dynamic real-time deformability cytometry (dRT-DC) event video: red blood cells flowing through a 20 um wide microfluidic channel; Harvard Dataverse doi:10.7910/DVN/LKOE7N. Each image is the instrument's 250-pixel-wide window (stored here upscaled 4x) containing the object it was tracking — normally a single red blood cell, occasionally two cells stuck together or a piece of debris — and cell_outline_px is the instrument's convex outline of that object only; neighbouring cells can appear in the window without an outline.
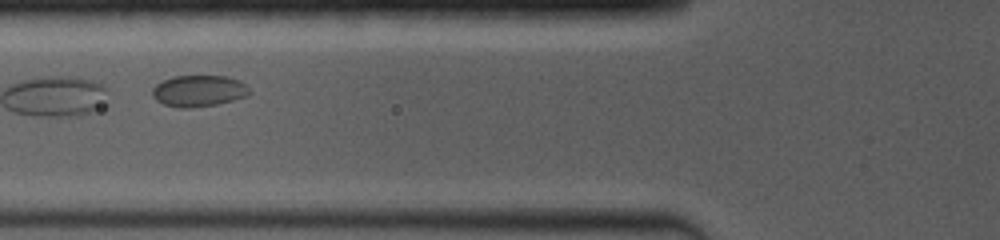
{"species": "common noctule bat (a hibernating species)", "species_latin": "Nyctalus noctula", "temperature_condition": "room temperature", "stored_images_in_passage": 6, "camera_frame_rate_fps": 4000, "um_per_image_px": 0.085, "animal": {"sex": "female", "body_mass_g": 19.0, "forearm_length_mm": 53.3}, "frame": {"image": 1, "passage_image": 4, "time_ms": 1.25, "image_size_px": [1000, 240], "cell_outline_px": [[252, 92], [248, 96], [216, 104], [192, 108], [180, 108], [164, 104], [156, 100], [152, 96], [152, 88], [156, 84], [172, 76], [228, 76], [240, 80]], "centroid_in_image_um": [16.89, 7.72], "position_along_channel_um": 108.9, "area_um2": 17.86}}